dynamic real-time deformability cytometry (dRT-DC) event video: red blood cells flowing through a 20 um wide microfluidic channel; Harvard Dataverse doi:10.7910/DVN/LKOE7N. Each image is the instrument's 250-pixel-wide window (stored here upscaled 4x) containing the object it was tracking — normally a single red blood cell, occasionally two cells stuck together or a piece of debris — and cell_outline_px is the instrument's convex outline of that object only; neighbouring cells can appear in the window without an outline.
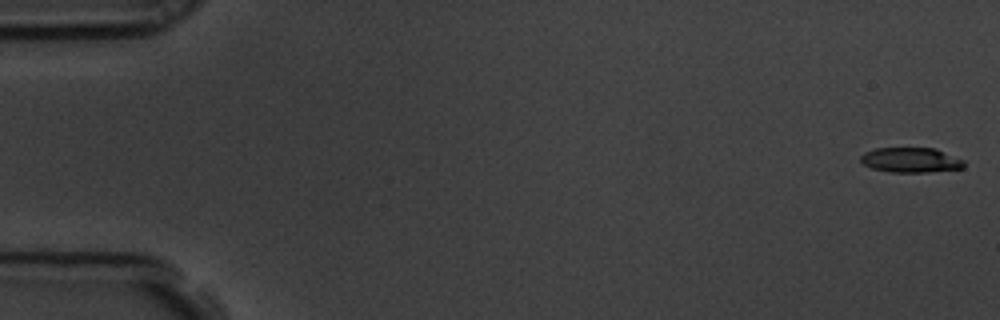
{"species": "common noctule bat (a hibernating species)", "species_latin": "Nyctalus noctula", "temperature_condition": "room temperature", "stored_images_in_passage": 58, "camera_frame_rate_fps": 3000, "um_per_image_px": 0.085, "animal": {"sex": "male", "body_mass_g": 19.5, "forearm_length_mm": 54.6}, "frame": {"image": 1, "passage_image": 1, "time_ms": 0.0, "image_size_px": [1000, 320], "cell_outline_px": [[964, 168], [928, 172], [892, 172], [872, 168], [864, 164], [860, 160], [860, 156], [864, 152], [876, 148], [936, 148], [964, 160]], "centroid_in_image_um": [77.43, 13.6], "position_along_channel_um": 7.6, "area_um2": 15.03}}
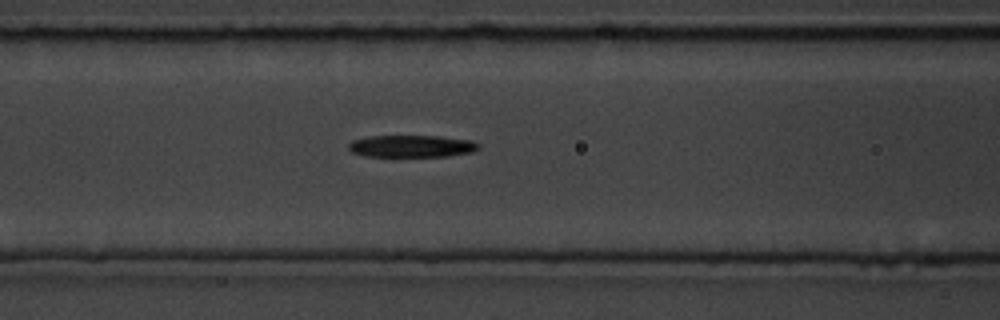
{"frame": {"image": 2, "passage_image": 24, "time_ms": 7.667, "image_size_px": [1000, 320], "cell_outline_px": [[480, 148], [472, 152], [448, 156], [364, 156], [352, 152], [348, 148], [348, 144], [352, 140], [368, 136], [440, 136], [472, 140], [480, 144]], "centroid_in_image_um": [35.0, 12.42], "position_along_channel_um": 131.6, "area_um2": 16.82}}
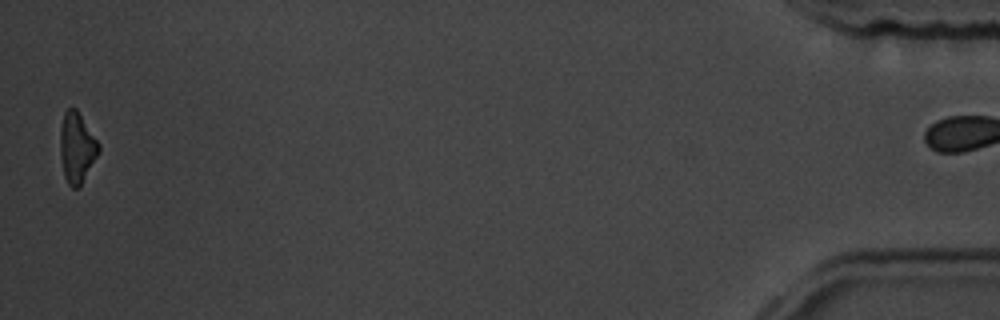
{"frame": {"image": 3, "passage_image": 57, "time_ms": 18.667, "image_size_px": [1000, 320], "cell_outline_px": [[100, 152], [80, 184], [76, 188], [72, 188], [68, 184], [64, 176], [60, 152], [60, 128], [64, 112], [68, 108], [76, 108], [100, 144]], "centroid_in_image_um": [6.53, 12.52], "position_along_channel_um": 428.7, "area_um2": 15.66}, "authors_computed_cell_mechanics": {"area_um2": 17.1955, "velocity_mm_per_s": 3.5564, "shape_relaxation_time_tau1_ms": 2.7917, "shape_relaxation_time_tau2_ms": 7.5962, "deformation_change_tau1": 0.1483, "deformation_change_tau2": 0.1662}}